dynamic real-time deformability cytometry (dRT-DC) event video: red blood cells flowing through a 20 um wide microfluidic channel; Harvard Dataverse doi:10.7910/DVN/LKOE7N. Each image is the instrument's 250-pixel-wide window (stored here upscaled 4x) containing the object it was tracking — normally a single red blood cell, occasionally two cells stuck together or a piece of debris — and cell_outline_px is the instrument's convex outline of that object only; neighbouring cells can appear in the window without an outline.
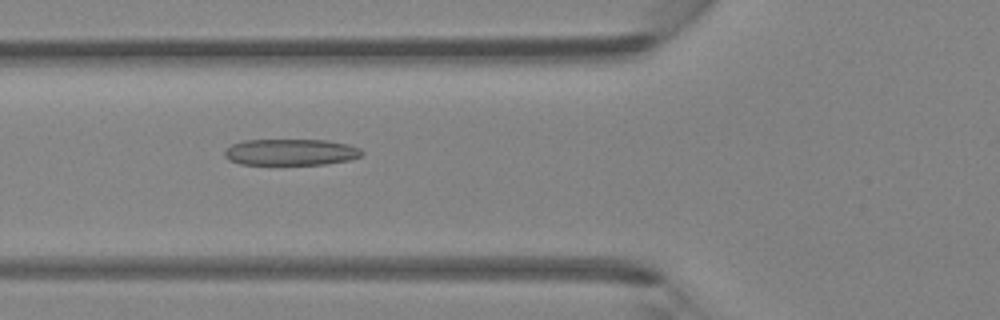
{"species": "Egyptian fruit bat (a non-hibernating species)", "species_latin": "Rousettus aegyptiacus", "temperature_condition": "room temperature", "stored_images_in_passage": 32, "camera_frame_rate_fps": 3000, "um_per_image_px": 0.085, "animal": {"sex": "female"}, "frame": {"image": 1, "passage_image": 3, "time_ms": 0.667, "image_size_px": [1000, 320], "cell_outline_px": [[364, 152], [360, 156], [348, 160], [324, 164], [240, 164], [228, 160], [224, 156], [224, 152], [232, 144], [244, 140], [324, 140], [348, 144], [360, 148]], "centroid_in_image_um": [24.7, 12.93], "position_along_channel_um": 101.1, "area_um2": 20.98}}
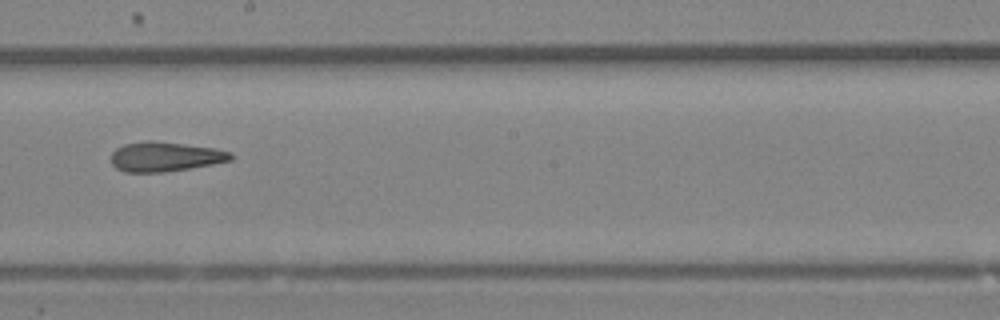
{"frame": {"image": 2, "passage_image": 12, "time_ms": 3.667, "image_size_px": [1000, 320], "cell_outline_px": [[232, 160], [212, 164], [164, 172], [124, 172], [116, 168], [112, 164], [112, 152], [116, 148], [124, 144], [148, 140], [152, 140], [216, 148], [232, 152]], "centroid_in_image_um": [14.03, 13.31], "position_along_channel_um": 234.2, "area_um2": 20.63}}
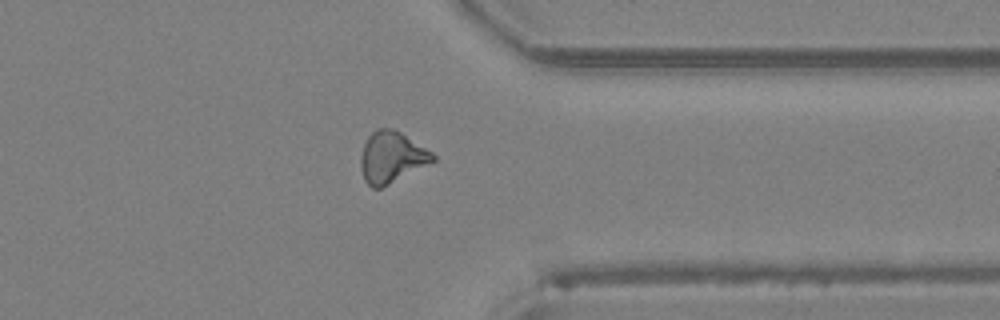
{"frame": {"image": 3, "passage_image": 22, "time_ms": 7.0, "image_size_px": [1000, 320], "cell_outline_px": [[436, 160], [380, 188], [372, 188], [364, 180], [360, 168], [360, 156], [364, 144], [368, 136], [376, 128], [392, 128], [400, 132], [432, 152], [436, 156]], "centroid_in_image_um": [33.25, 13.35], "position_along_channel_um": 378.1, "area_um2": 21.33}}